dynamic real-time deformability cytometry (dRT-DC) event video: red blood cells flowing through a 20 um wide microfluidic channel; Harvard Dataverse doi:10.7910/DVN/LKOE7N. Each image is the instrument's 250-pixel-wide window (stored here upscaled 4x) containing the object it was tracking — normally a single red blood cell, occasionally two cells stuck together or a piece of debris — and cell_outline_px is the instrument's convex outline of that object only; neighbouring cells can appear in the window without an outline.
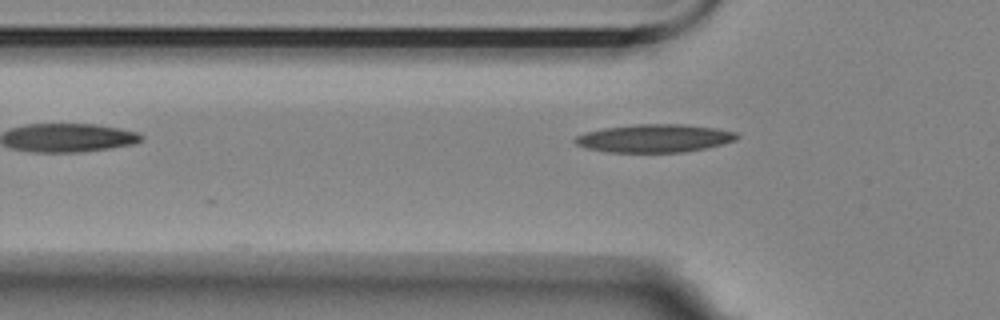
{"species": "Egyptian fruit bat (a non-hibernating species)", "species_latin": "Rousettus aegyptiacus", "temperature_condition": "room temperature", "stored_images_in_passage": 7, "segment_of_instrument_passage": [2, 2], "camera_frame_rate_fps": 3000, "um_per_image_px": 0.085, "animal": {"sex": "female"}, "frame": {"image": 1, "passage_image": 7, "time_ms": 8.333, "image_size_px": [1000, 320], "cell_outline_px": [[740, 136], [736, 140], [704, 148], [684, 152], [608, 152], [584, 148], [576, 144], [572, 140], [576, 136], [584, 132], [604, 128], [632, 124], [684, 124], [716, 128], [736, 132]], "centroid_in_image_um": [55.58, 11.75], "position_along_channel_um": 70.2, "area_um2": 26.59}}